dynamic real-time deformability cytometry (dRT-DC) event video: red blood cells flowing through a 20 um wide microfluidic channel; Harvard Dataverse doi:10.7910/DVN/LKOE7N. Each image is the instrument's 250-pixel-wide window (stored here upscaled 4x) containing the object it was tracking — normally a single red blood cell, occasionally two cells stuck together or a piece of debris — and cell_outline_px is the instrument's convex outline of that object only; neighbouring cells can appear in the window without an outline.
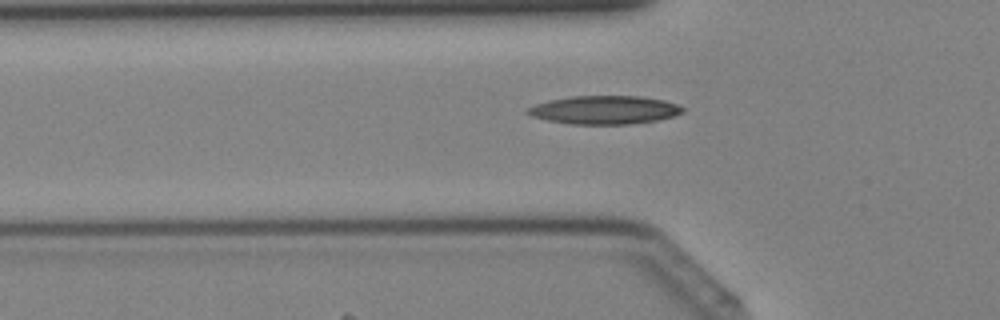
{"species": "Egyptian fruit bat (a non-hibernating species)", "species_latin": "Rousettus aegyptiacus", "temperature_condition": "cold", "stored_images_in_passage": 30, "camera_frame_rate_fps": 3000, "um_per_image_px": 0.085, "animal": {"sex": "female"}, "frame": {"image": 1, "passage_image": 3, "time_ms": 0.667, "image_size_px": [1000, 320], "cell_outline_px": [[684, 112], [672, 116], [656, 120], [628, 124], [572, 124], [548, 120], [532, 116], [524, 112], [524, 108], [548, 100], [572, 96], [640, 96], [664, 100], [676, 104], [684, 108]], "centroid_in_image_um": [51.34, 9.34], "position_along_channel_um": 74.5, "area_um2": 25.61}}
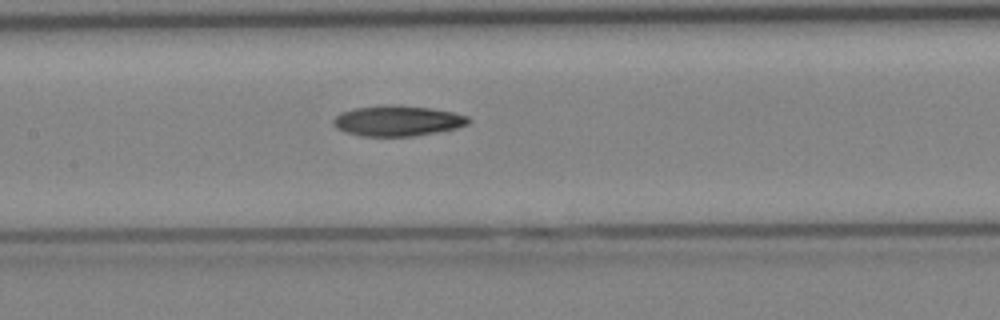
{"frame": {"image": 2, "passage_image": 9, "time_ms": 2.667, "image_size_px": [1000, 320], "cell_outline_px": [[472, 120], [468, 124], [456, 128], [416, 136], [364, 136], [344, 132], [336, 128], [332, 124], [332, 120], [340, 112], [356, 108], [384, 104], [392, 104], [432, 108], [452, 112], [468, 116]], "centroid_in_image_um": [33.78, 10.26], "position_along_channel_um": 173.6, "area_um2": 24.22}}
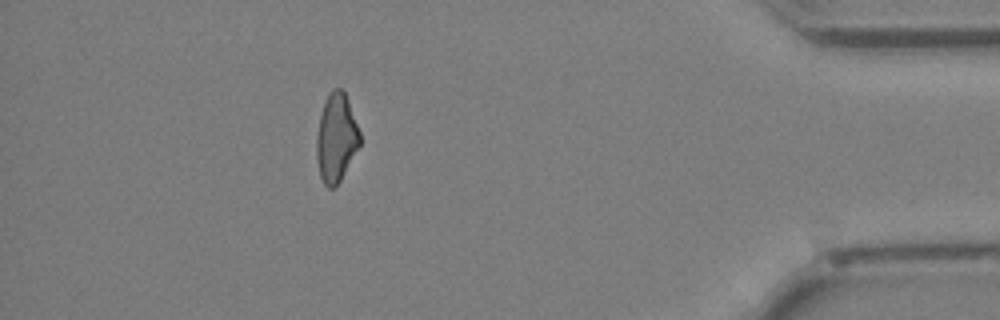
{"frame": {"image": 3, "passage_image": 26, "time_ms": 8.333, "image_size_px": [1000, 320], "cell_outline_px": [[360, 144], [336, 188], [328, 188], [324, 184], [320, 176], [316, 156], [316, 136], [320, 116], [324, 100], [328, 92], [332, 88], [340, 88], [344, 92], [348, 100], [360, 132]], "centroid_in_image_um": [28.56, 11.71], "position_along_channel_um": 406.6, "area_um2": 22.37}}